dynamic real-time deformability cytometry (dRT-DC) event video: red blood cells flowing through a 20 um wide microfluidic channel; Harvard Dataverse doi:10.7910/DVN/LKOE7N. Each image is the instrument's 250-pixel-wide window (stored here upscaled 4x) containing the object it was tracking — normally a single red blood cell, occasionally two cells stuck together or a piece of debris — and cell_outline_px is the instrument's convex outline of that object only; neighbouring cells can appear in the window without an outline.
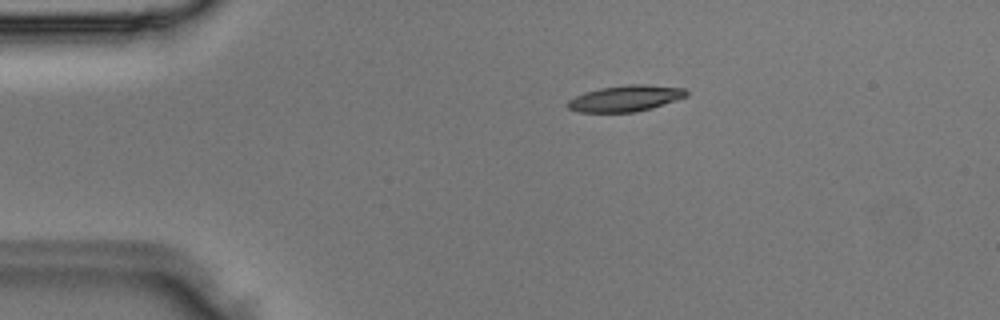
{"species": "Egyptian fruit bat (a non-hibernating species)", "species_latin": "Rousettus aegyptiacus", "temperature_condition": "room temperature", "stored_images_in_passage": 3, "camera_frame_rate_fps": 3000, "um_per_image_px": 0.085, "animal": {"sex": "male"}, "frame": {"image": 1, "passage_image": 2, "time_ms": 0.333, "image_size_px": [1000, 320], "cell_outline_px": [[688, 96], [652, 108], [636, 112], [580, 112], [568, 108], [568, 100], [584, 92], [600, 88], [628, 84], [648, 84], [684, 88], [688, 92]], "centroid_in_image_um": [53.19, 8.35], "position_along_channel_um": 31.8, "area_um2": 18.09}}